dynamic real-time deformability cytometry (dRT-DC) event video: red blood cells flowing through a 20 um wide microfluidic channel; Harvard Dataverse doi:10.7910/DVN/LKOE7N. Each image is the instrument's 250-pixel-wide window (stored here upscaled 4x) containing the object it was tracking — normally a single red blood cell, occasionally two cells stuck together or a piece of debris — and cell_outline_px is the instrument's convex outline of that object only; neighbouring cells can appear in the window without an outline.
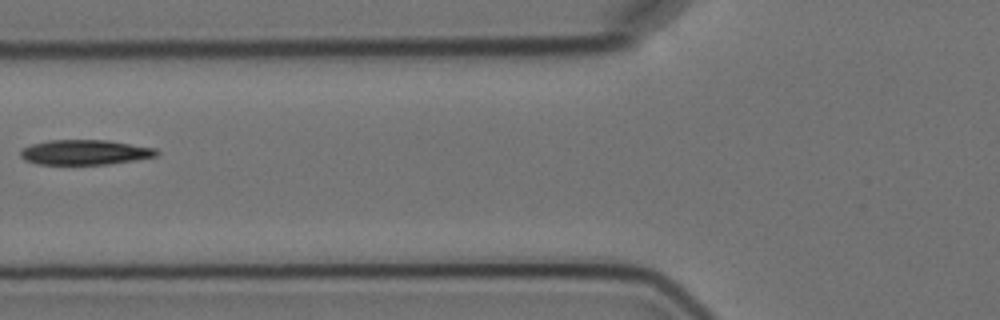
{"species": "Egyptian fruit bat (a non-hibernating species)", "species_latin": "Rousettus aegyptiacus", "temperature_condition": "cold", "stored_images_in_passage": 5, "camera_frame_rate_fps": 3000, "um_per_image_px": 0.085, "animal": {"sex": "female"}, "frame": {"image": 1, "passage_image": 4, "time_ms": 5.0, "image_size_px": [1000, 320], "cell_outline_px": [[160, 152], [156, 156], [136, 160], [108, 164], [36, 164], [24, 160], [20, 156], [20, 152], [24, 148], [32, 144], [48, 140], [108, 140], [156, 148]], "centroid_in_image_um": [7.23, 12.94], "position_along_channel_um": 118.6, "area_um2": 19.83}}
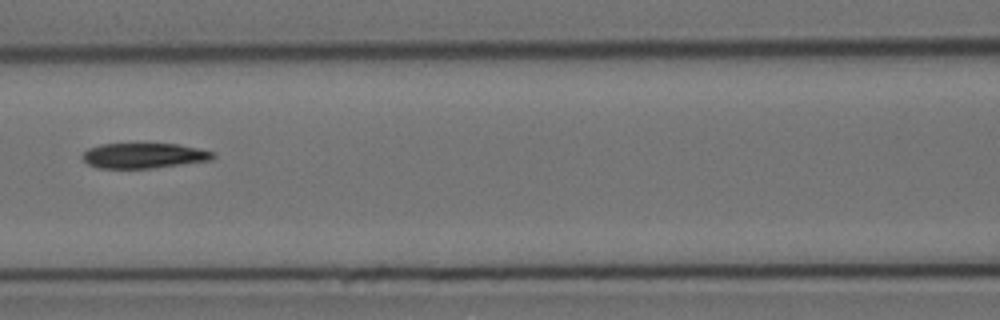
{"frame": {"image": 2, "passage_image": 5, "time_ms": 6.0, "image_size_px": [1000, 320], "cell_outline_px": [[216, 156], [212, 160], [152, 168], [96, 168], [88, 164], [80, 156], [88, 148], [100, 144], [176, 144], [216, 152]], "centroid_in_image_um": [12.21, 13.23], "position_along_channel_um": 154.4, "area_um2": 19.19}}